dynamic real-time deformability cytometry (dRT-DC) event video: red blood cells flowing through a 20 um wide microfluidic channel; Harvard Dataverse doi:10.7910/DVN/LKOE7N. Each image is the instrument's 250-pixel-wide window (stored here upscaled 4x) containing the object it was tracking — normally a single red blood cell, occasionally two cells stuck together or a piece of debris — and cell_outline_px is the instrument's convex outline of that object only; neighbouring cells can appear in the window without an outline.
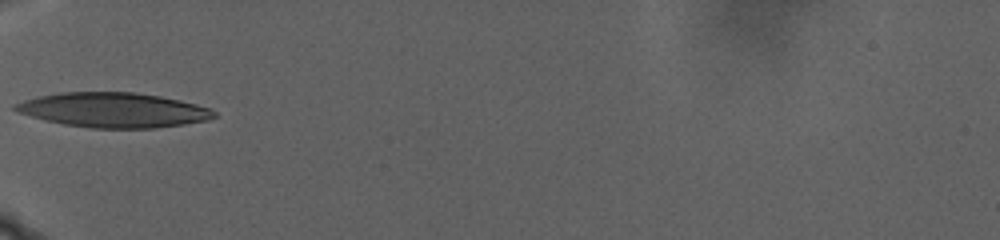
{"species": "human", "species_latin": "Homo sapiens", "temperature_condition": "warm", "stored_images_in_passage": 52, "camera_frame_rate_fps": 3000, "um_per_image_px": 0.085, "donor": {"sex": "male"}, "frame": {"image": 1, "passage_image": 1, "time_ms": 0.0, "image_size_px": [1000, 240], "cell_outline_px": [[216, 116], [208, 120], [184, 124], [156, 128], [88, 128], [64, 124], [44, 120], [20, 112], [12, 108], [12, 104], [24, 100], [40, 96], [60, 92], [136, 92], [160, 96], [180, 100], [212, 108], [216, 112]], "centroid_in_image_um": [9.67, 9.35], "position_along_channel_um": 75.3, "area_um2": 40.34}}
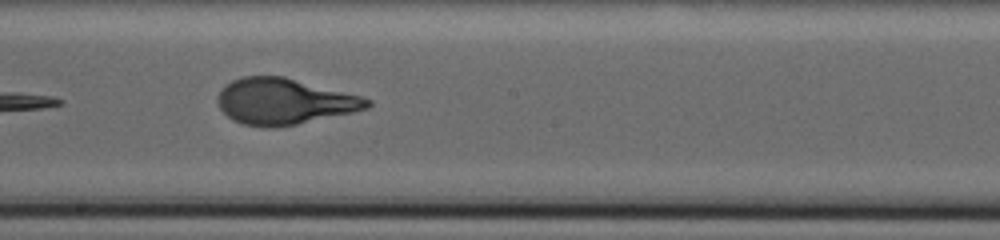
{"frame": {"image": 2, "passage_image": 22, "time_ms": 7.0, "image_size_px": [1000, 240], "cell_outline_px": [[372, 104], [368, 108], [352, 112], [296, 124], [276, 128], [264, 128], [244, 124], [232, 120], [220, 108], [216, 100], [216, 96], [224, 84], [240, 76], [284, 76], [360, 96], [372, 100]], "centroid_in_image_um": [24.1, 8.62], "position_along_channel_um": 224.1, "area_um2": 40.17}}
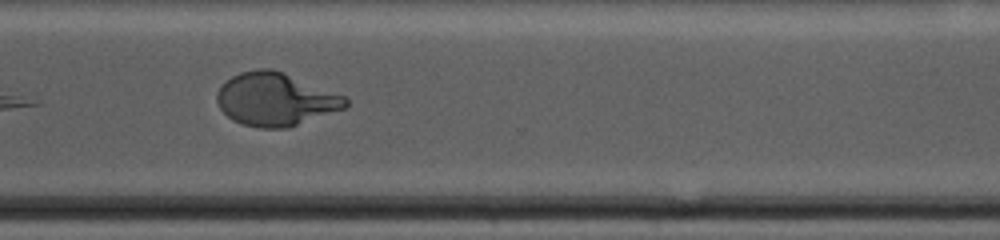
{"frame": {"image": 3, "passage_image": 39, "time_ms": 12.667, "image_size_px": [1000, 240], "cell_outline_px": [[348, 104], [344, 108], [288, 128], [256, 128], [232, 120], [220, 108], [216, 100], [216, 92], [232, 76], [240, 72], [260, 68], [272, 68], [284, 72], [344, 96], [348, 100]], "centroid_in_image_um": [23.4, 8.44], "position_along_channel_um": 347.2, "area_um2": 39.48}, "authors_computed_cell_mechanics": {"area_um2": 39.9398, "velocity_mm_per_s": 2.1709, "shape_relaxation_time_tau1_ms": 9.2355, "shape_relaxation_time_tau2_ms": null, "deformation_change_tau1": 0.3033, "deformation_change_tau2": null}}